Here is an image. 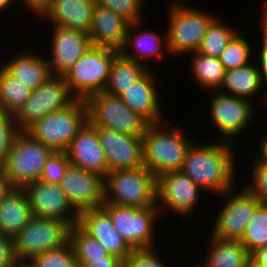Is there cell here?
I'll return each instance as SVG.
<instances>
[{
  "instance_id": "836d02e7",
  "label": "cell",
  "mask_w": 267,
  "mask_h": 267,
  "mask_svg": "<svg viewBox=\"0 0 267 267\" xmlns=\"http://www.w3.org/2000/svg\"><path fill=\"white\" fill-rule=\"evenodd\" d=\"M240 242L250 253L267 245V204H260L255 209Z\"/></svg>"
},
{
  "instance_id": "9a60e30c",
  "label": "cell",
  "mask_w": 267,
  "mask_h": 267,
  "mask_svg": "<svg viewBox=\"0 0 267 267\" xmlns=\"http://www.w3.org/2000/svg\"><path fill=\"white\" fill-rule=\"evenodd\" d=\"M98 136L108 164V172L144 166L142 136L98 127Z\"/></svg>"
},
{
  "instance_id": "52a82bcc",
  "label": "cell",
  "mask_w": 267,
  "mask_h": 267,
  "mask_svg": "<svg viewBox=\"0 0 267 267\" xmlns=\"http://www.w3.org/2000/svg\"><path fill=\"white\" fill-rule=\"evenodd\" d=\"M54 152L26 132H20L2 164V171L14 188H24L40 179L46 161Z\"/></svg>"
},
{
  "instance_id": "60d3db41",
  "label": "cell",
  "mask_w": 267,
  "mask_h": 267,
  "mask_svg": "<svg viewBox=\"0 0 267 267\" xmlns=\"http://www.w3.org/2000/svg\"><path fill=\"white\" fill-rule=\"evenodd\" d=\"M155 254L154 249L134 250L122 261V267H166Z\"/></svg>"
},
{
  "instance_id": "4dcf8cb0",
  "label": "cell",
  "mask_w": 267,
  "mask_h": 267,
  "mask_svg": "<svg viewBox=\"0 0 267 267\" xmlns=\"http://www.w3.org/2000/svg\"><path fill=\"white\" fill-rule=\"evenodd\" d=\"M192 69L199 85L205 86L210 90H219L225 76V69L219 58L205 56L198 52L194 53Z\"/></svg>"
},
{
  "instance_id": "b9f144b4",
  "label": "cell",
  "mask_w": 267,
  "mask_h": 267,
  "mask_svg": "<svg viewBox=\"0 0 267 267\" xmlns=\"http://www.w3.org/2000/svg\"><path fill=\"white\" fill-rule=\"evenodd\" d=\"M263 11H262V17H261V25H262V47L260 51V61L261 66H258L260 78L263 83H267V1H264ZM267 86V84H266ZM267 100V97L265 98Z\"/></svg>"
},
{
  "instance_id": "5bb4252c",
  "label": "cell",
  "mask_w": 267,
  "mask_h": 267,
  "mask_svg": "<svg viewBox=\"0 0 267 267\" xmlns=\"http://www.w3.org/2000/svg\"><path fill=\"white\" fill-rule=\"evenodd\" d=\"M23 189L29 199L33 216L60 220L70 227L78 223L79 214L77 212L70 214L73 207L59 184H49L38 180L26 185Z\"/></svg>"
},
{
  "instance_id": "4fadbf2b",
  "label": "cell",
  "mask_w": 267,
  "mask_h": 267,
  "mask_svg": "<svg viewBox=\"0 0 267 267\" xmlns=\"http://www.w3.org/2000/svg\"><path fill=\"white\" fill-rule=\"evenodd\" d=\"M233 192L231 188L222 194V196L229 195L230 198L228 196L227 204L218 214L212 236L224 240L240 241L247 223L261 203L246 188L232 195Z\"/></svg>"
},
{
  "instance_id": "cb8c5ba5",
  "label": "cell",
  "mask_w": 267,
  "mask_h": 267,
  "mask_svg": "<svg viewBox=\"0 0 267 267\" xmlns=\"http://www.w3.org/2000/svg\"><path fill=\"white\" fill-rule=\"evenodd\" d=\"M33 217L23 188H14L0 202V231L10 237L18 234Z\"/></svg>"
},
{
  "instance_id": "44dd1931",
  "label": "cell",
  "mask_w": 267,
  "mask_h": 267,
  "mask_svg": "<svg viewBox=\"0 0 267 267\" xmlns=\"http://www.w3.org/2000/svg\"><path fill=\"white\" fill-rule=\"evenodd\" d=\"M129 22L111 9L95 4L89 38L92 45L121 50Z\"/></svg>"
},
{
  "instance_id": "9c48e42d",
  "label": "cell",
  "mask_w": 267,
  "mask_h": 267,
  "mask_svg": "<svg viewBox=\"0 0 267 267\" xmlns=\"http://www.w3.org/2000/svg\"><path fill=\"white\" fill-rule=\"evenodd\" d=\"M69 230L63 221L33 216L13 237L15 258L18 263H28L43 252L63 246L69 240Z\"/></svg>"
},
{
  "instance_id": "f907efd6",
  "label": "cell",
  "mask_w": 267,
  "mask_h": 267,
  "mask_svg": "<svg viewBox=\"0 0 267 267\" xmlns=\"http://www.w3.org/2000/svg\"><path fill=\"white\" fill-rule=\"evenodd\" d=\"M245 267H261V266L257 265L250 259Z\"/></svg>"
},
{
  "instance_id": "5b68a950",
  "label": "cell",
  "mask_w": 267,
  "mask_h": 267,
  "mask_svg": "<svg viewBox=\"0 0 267 267\" xmlns=\"http://www.w3.org/2000/svg\"><path fill=\"white\" fill-rule=\"evenodd\" d=\"M119 50L92 45L65 73L63 78L76 99L86 100L102 92L109 80L111 63Z\"/></svg>"
},
{
  "instance_id": "f546056e",
  "label": "cell",
  "mask_w": 267,
  "mask_h": 267,
  "mask_svg": "<svg viewBox=\"0 0 267 267\" xmlns=\"http://www.w3.org/2000/svg\"><path fill=\"white\" fill-rule=\"evenodd\" d=\"M32 90L0 67V110L16 115L30 98Z\"/></svg>"
},
{
  "instance_id": "83f0119b",
  "label": "cell",
  "mask_w": 267,
  "mask_h": 267,
  "mask_svg": "<svg viewBox=\"0 0 267 267\" xmlns=\"http://www.w3.org/2000/svg\"><path fill=\"white\" fill-rule=\"evenodd\" d=\"M261 86L262 81L258 67L250 63L237 69L225 71L221 85L225 91L219 92L249 100L251 96L260 91Z\"/></svg>"
},
{
  "instance_id": "e0dca14e",
  "label": "cell",
  "mask_w": 267,
  "mask_h": 267,
  "mask_svg": "<svg viewBox=\"0 0 267 267\" xmlns=\"http://www.w3.org/2000/svg\"><path fill=\"white\" fill-rule=\"evenodd\" d=\"M77 225L96 239L109 254L122 261L134 251L128 241L117 232L110 214L103 207L79 213Z\"/></svg>"
},
{
  "instance_id": "30bf717a",
  "label": "cell",
  "mask_w": 267,
  "mask_h": 267,
  "mask_svg": "<svg viewBox=\"0 0 267 267\" xmlns=\"http://www.w3.org/2000/svg\"><path fill=\"white\" fill-rule=\"evenodd\" d=\"M75 99L63 76H51L40 87L32 90L30 98L15 115L18 130L25 132L49 113L67 107Z\"/></svg>"
},
{
  "instance_id": "d590c367",
  "label": "cell",
  "mask_w": 267,
  "mask_h": 267,
  "mask_svg": "<svg viewBox=\"0 0 267 267\" xmlns=\"http://www.w3.org/2000/svg\"><path fill=\"white\" fill-rule=\"evenodd\" d=\"M30 267H79L74 249L68 240L63 246L35 256Z\"/></svg>"
},
{
  "instance_id": "ac0fdd59",
  "label": "cell",
  "mask_w": 267,
  "mask_h": 267,
  "mask_svg": "<svg viewBox=\"0 0 267 267\" xmlns=\"http://www.w3.org/2000/svg\"><path fill=\"white\" fill-rule=\"evenodd\" d=\"M210 106V113L214 127L223 133L225 141L244 130L250 124L253 106L244 98L214 92Z\"/></svg>"
},
{
  "instance_id": "ab89813d",
  "label": "cell",
  "mask_w": 267,
  "mask_h": 267,
  "mask_svg": "<svg viewBox=\"0 0 267 267\" xmlns=\"http://www.w3.org/2000/svg\"><path fill=\"white\" fill-rule=\"evenodd\" d=\"M255 164L252 183L246 189L261 203L267 204V161L260 157L253 161Z\"/></svg>"
},
{
  "instance_id": "e575fe53",
  "label": "cell",
  "mask_w": 267,
  "mask_h": 267,
  "mask_svg": "<svg viewBox=\"0 0 267 267\" xmlns=\"http://www.w3.org/2000/svg\"><path fill=\"white\" fill-rule=\"evenodd\" d=\"M239 32L230 40L219 56L225 71L249 65L251 45ZM250 58V59H249Z\"/></svg>"
},
{
  "instance_id": "ee69618b",
  "label": "cell",
  "mask_w": 267,
  "mask_h": 267,
  "mask_svg": "<svg viewBox=\"0 0 267 267\" xmlns=\"http://www.w3.org/2000/svg\"><path fill=\"white\" fill-rule=\"evenodd\" d=\"M79 267H122V260L117 256H108L90 259L87 263H78Z\"/></svg>"
},
{
  "instance_id": "277c9868",
  "label": "cell",
  "mask_w": 267,
  "mask_h": 267,
  "mask_svg": "<svg viewBox=\"0 0 267 267\" xmlns=\"http://www.w3.org/2000/svg\"><path fill=\"white\" fill-rule=\"evenodd\" d=\"M88 121L87 103L75 99L67 107L49 113L25 132L55 152H65L71 141Z\"/></svg>"
},
{
  "instance_id": "bcb514c9",
  "label": "cell",
  "mask_w": 267,
  "mask_h": 267,
  "mask_svg": "<svg viewBox=\"0 0 267 267\" xmlns=\"http://www.w3.org/2000/svg\"><path fill=\"white\" fill-rule=\"evenodd\" d=\"M250 259L261 267H267V245L256 248L250 253Z\"/></svg>"
},
{
  "instance_id": "7a4b0ae2",
  "label": "cell",
  "mask_w": 267,
  "mask_h": 267,
  "mask_svg": "<svg viewBox=\"0 0 267 267\" xmlns=\"http://www.w3.org/2000/svg\"><path fill=\"white\" fill-rule=\"evenodd\" d=\"M164 122L151 123L142 135L144 166L156 177L171 171H180L192 141L179 127L164 130Z\"/></svg>"
},
{
  "instance_id": "1f68e13d",
  "label": "cell",
  "mask_w": 267,
  "mask_h": 267,
  "mask_svg": "<svg viewBox=\"0 0 267 267\" xmlns=\"http://www.w3.org/2000/svg\"><path fill=\"white\" fill-rule=\"evenodd\" d=\"M237 33L235 28L225 26L216 17L209 25L197 52L205 56L219 58L227 44Z\"/></svg>"
},
{
  "instance_id": "603a6c76",
  "label": "cell",
  "mask_w": 267,
  "mask_h": 267,
  "mask_svg": "<svg viewBox=\"0 0 267 267\" xmlns=\"http://www.w3.org/2000/svg\"><path fill=\"white\" fill-rule=\"evenodd\" d=\"M95 4V0H53L43 17L57 27L89 33Z\"/></svg>"
},
{
  "instance_id": "7c38bea8",
  "label": "cell",
  "mask_w": 267,
  "mask_h": 267,
  "mask_svg": "<svg viewBox=\"0 0 267 267\" xmlns=\"http://www.w3.org/2000/svg\"><path fill=\"white\" fill-rule=\"evenodd\" d=\"M59 186L74 208L73 212L79 214L103 205L104 178L97 173L70 164Z\"/></svg>"
},
{
  "instance_id": "c3c4849f",
  "label": "cell",
  "mask_w": 267,
  "mask_h": 267,
  "mask_svg": "<svg viewBox=\"0 0 267 267\" xmlns=\"http://www.w3.org/2000/svg\"><path fill=\"white\" fill-rule=\"evenodd\" d=\"M265 139L262 140L261 143V156L267 161V137H264Z\"/></svg>"
},
{
  "instance_id": "f5cc1de1",
  "label": "cell",
  "mask_w": 267,
  "mask_h": 267,
  "mask_svg": "<svg viewBox=\"0 0 267 267\" xmlns=\"http://www.w3.org/2000/svg\"><path fill=\"white\" fill-rule=\"evenodd\" d=\"M2 171V164L0 163V172Z\"/></svg>"
},
{
  "instance_id": "8d00e7d4",
  "label": "cell",
  "mask_w": 267,
  "mask_h": 267,
  "mask_svg": "<svg viewBox=\"0 0 267 267\" xmlns=\"http://www.w3.org/2000/svg\"><path fill=\"white\" fill-rule=\"evenodd\" d=\"M69 165L66 152H54L46 161L39 180L44 183L59 184Z\"/></svg>"
},
{
  "instance_id": "4316f807",
  "label": "cell",
  "mask_w": 267,
  "mask_h": 267,
  "mask_svg": "<svg viewBox=\"0 0 267 267\" xmlns=\"http://www.w3.org/2000/svg\"><path fill=\"white\" fill-rule=\"evenodd\" d=\"M149 70L143 63L125 57L120 51L115 55L105 91L120 96L126 88L139 80Z\"/></svg>"
},
{
  "instance_id": "8fae6325",
  "label": "cell",
  "mask_w": 267,
  "mask_h": 267,
  "mask_svg": "<svg viewBox=\"0 0 267 267\" xmlns=\"http://www.w3.org/2000/svg\"><path fill=\"white\" fill-rule=\"evenodd\" d=\"M102 207L110 214L117 232L134 250L152 249L154 222L161 213L157 206L137 208L103 203Z\"/></svg>"
},
{
  "instance_id": "d4e9b609",
  "label": "cell",
  "mask_w": 267,
  "mask_h": 267,
  "mask_svg": "<svg viewBox=\"0 0 267 267\" xmlns=\"http://www.w3.org/2000/svg\"><path fill=\"white\" fill-rule=\"evenodd\" d=\"M20 54L1 66L25 86L35 90L53 76L47 60L31 52Z\"/></svg>"
},
{
  "instance_id": "74e56055",
  "label": "cell",
  "mask_w": 267,
  "mask_h": 267,
  "mask_svg": "<svg viewBox=\"0 0 267 267\" xmlns=\"http://www.w3.org/2000/svg\"><path fill=\"white\" fill-rule=\"evenodd\" d=\"M20 133L15 115L0 110V163L3 164L12 147L15 137Z\"/></svg>"
},
{
  "instance_id": "3957f363",
  "label": "cell",
  "mask_w": 267,
  "mask_h": 267,
  "mask_svg": "<svg viewBox=\"0 0 267 267\" xmlns=\"http://www.w3.org/2000/svg\"><path fill=\"white\" fill-rule=\"evenodd\" d=\"M157 177L145 166L108 172L104 178V202L119 206H157Z\"/></svg>"
},
{
  "instance_id": "8992f818",
  "label": "cell",
  "mask_w": 267,
  "mask_h": 267,
  "mask_svg": "<svg viewBox=\"0 0 267 267\" xmlns=\"http://www.w3.org/2000/svg\"><path fill=\"white\" fill-rule=\"evenodd\" d=\"M170 7L167 51L173 54L197 52L211 22V14L188 7L183 0H174Z\"/></svg>"
},
{
  "instance_id": "f1b7e54d",
  "label": "cell",
  "mask_w": 267,
  "mask_h": 267,
  "mask_svg": "<svg viewBox=\"0 0 267 267\" xmlns=\"http://www.w3.org/2000/svg\"><path fill=\"white\" fill-rule=\"evenodd\" d=\"M140 22L129 24L124 44L120 50V52L127 58L133 59L138 63H144L141 62V60L149 57H156L158 55H161L160 51L162 50V46L164 47L163 43L165 44V47L167 48V39L164 41L161 40V38L154 33L153 31H144L139 33H135L134 37H131L132 30H134ZM135 26V28H133ZM131 31V32H130ZM166 42V43H165ZM129 45V47L133 46L134 52L130 53L128 50L125 51L126 47ZM160 53V54H159Z\"/></svg>"
},
{
  "instance_id": "d6a6232c",
  "label": "cell",
  "mask_w": 267,
  "mask_h": 267,
  "mask_svg": "<svg viewBox=\"0 0 267 267\" xmlns=\"http://www.w3.org/2000/svg\"><path fill=\"white\" fill-rule=\"evenodd\" d=\"M69 241L78 263L108 256L106 249L94 238L85 233L77 224L70 227Z\"/></svg>"
},
{
  "instance_id": "6da1fadb",
  "label": "cell",
  "mask_w": 267,
  "mask_h": 267,
  "mask_svg": "<svg viewBox=\"0 0 267 267\" xmlns=\"http://www.w3.org/2000/svg\"><path fill=\"white\" fill-rule=\"evenodd\" d=\"M189 148L181 172L204 190L223 194L233 188L234 158L233 144L225 141Z\"/></svg>"
},
{
  "instance_id": "d6986e66",
  "label": "cell",
  "mask_w": 267,
  "mask_h": 267,
  "mask_svg": "<svg viewBox=\"0 0 267 267\" xmlns=\"http://www.w3.org/2000/svg\"><path fill=\"white\" fill-rule=\"evenodd\" d=\"M71 165L81 167L105 178L108 164L99 141L98 127L89 121L80 129L65 151Z\"/></svg>"
},
{
  "instance_id": "ba28073f",
  "label": "cell",
  "mask_w": 267,
  "mask_h": 267,
  "mask_svg": "<svg viewBox=\"0 0 267 267\" xmlns=\"http://www.w3.org/2000/svg\"><path fill=\"white\" fill-rule=\"evenodd\" d=\"M85 101L88 121L95 127L142 136L150 124L139 113L127 107L120 96L105 90L90 95Z\"/></svg>"
},
{
  "instance_id": "2e32d148",
  "label": "cell",
  "mask_w": 267,
  "mask_h": 267,
  "mask_svg": "<svg viewBox=\"0 0 267 267\" xmlns=\"http://www.w3.org/2000/svg\"><path fill=\"white\" fill-rule=\"evenodd\" d=\"M156 190L159 210L168 207L183 216L194 210L202 189L181 171H171L157 177Z\"/></svg>"
},
{
  "instance_id": "484cf974",
  "label": "cell",
  "mask_w": 267,
  "mask_h": 267,
  "mask_svg": "<svg viewBox=\"0 0 267 267\" xmlns=\"http://www.w3.org/2000/svg\"><path fill=\"white\" fill-rule=\"evenodd\" d=\"M211 248L203 266L199 267H245L250 252L239 240H224L211 237Z\"/></svg>"
},
{
  "instance_id": "f6af8a7d",
  "label": "cell",
  "mask_w": 267,
  "mask_h": 267,
  "mask_svg": "<svg viewBox=\"0 0 267 267\" xmlns=\"http://www.w3.org/2000/svg\"><path fill=\"white\" fill-rule=\"evenodd\" d=\"M25 6L29 7L34 11V14L44 16L45 13L50 9L53 0H22Z\"/></svg>"
},
{
  "instance_id": "f35d334b",
  "label": "cell",
  "mask_w": 267,
  "mask_h": 267,
  "mask_svg": "<svg viewBox=\"0 0 267 267\" xmlns=\"http://www.w3.org/2000/svg\"><path fill=\"white\" fill-rule=\"evenodd\" d=\"M96 4L111 9L114 13L122 16L130 24L141 21L143 0H95Z\"/></svg>"
},
{
  "instance_id": "816d5d0a",
  "label": "cell",
  "mask_w": 267,
  "mask_h": 267,
  "mask_svg": "<svg viewBox=\"0 0 267 267\" xmlns=\"http://www.w3.org/2000/svg\"><path fill=\"white\" fill-rule=\"evenodd\" d=\"M15 267H30L27 263H18Z\"/></svg>"
},
{
  "instance_id": "7402d4cb",
  "label": "cell",
  "mask_w": 267,
  "mask_h": 267,
  "mask_svg": "<svg viewBox=\"0 0 267 267\" xmlns=\"http://www.w3.org/2000/svg\"><path fill=\"white\" fill-rule=\"evenodd\" d=\"M147 71L139 80L126 88L120 98L132 111L139 113L150 124L163 122L159 104L156 79Z\"/></svg>"
},
{
  "instance_id": "681fc988",
  "label": "cell",
  "mask_w": 267,
  "mask_h": 267,
  "mask_svg": "<svg viewBox=\"0 0 267 267\" xmlns=\"http://www.w3.org/2000/svg\"><path fill=\"white\" fill-rule=\"evenodd\" d=\"M12 1L13 0H0V10L2 11V9L8 8Z\"/></svg>"
},
{
  "instance_id": "7bdbcfd3",
  "label": "cell",
  "mask_w": 267,
  "mask_h": 267,
  "mask_svg": "<svg viewBox=\"0 0 267 267\" xmlns=\"http://www.w3.org/2000/svg\"><path fill=\"white\" fill-rule=\"evenodd\" d=\"M18 264L14 255L13 238L0 231V267H15Z\"/></svg>"
},
{
  "instance_id": "7dc6e473",
  "label": "cell",
  "mask_w": 267,
  "mask_h": 267,
  "mask_svg": "<svg viewBox=\"0 0 267 267\" xmlns=\"http://www.w3.org/2000/svg\"><path fill=\"white\" fill-rule=\"evenodd\" d=\"M14 189L10 180L5 176L4 172H0V202L7 196V194Z\"/></svg>"
},
{
  "instance_id": "ffe728a7",
  "label": "cell",
  "mask_w": 267,
  "mask_h": 267,
  "mask_svg": "<svg viewBox=\"0 0 267 267\" xmlns=\"http://www.w3.org/2000/svg\"><path fill=\"white\" fill-rule=\"evenodd\" d=\"M51 60H48L53 75L62 76L79 58L92 46L89 33L67 29L54 28Z\"/></svg>"
}]
</instances>
